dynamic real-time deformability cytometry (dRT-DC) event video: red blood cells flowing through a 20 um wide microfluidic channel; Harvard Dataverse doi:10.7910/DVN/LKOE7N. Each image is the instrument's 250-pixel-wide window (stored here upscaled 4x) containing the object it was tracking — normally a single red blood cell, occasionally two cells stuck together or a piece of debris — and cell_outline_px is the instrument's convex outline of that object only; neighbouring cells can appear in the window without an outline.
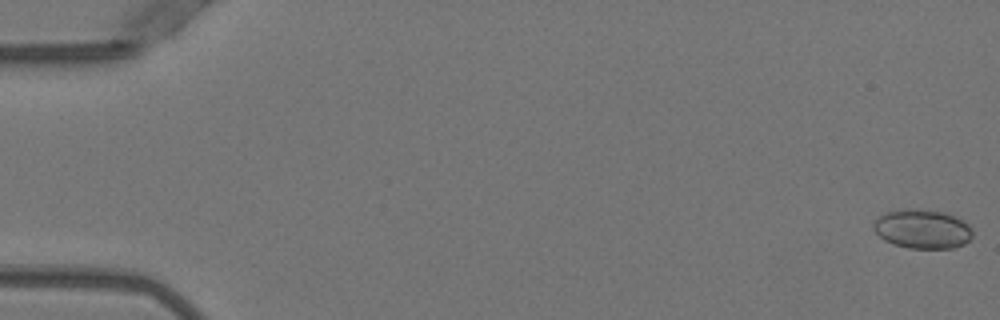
{"species": "Egyptian fruit bat (a non-hibernating species)", "species_latin": "Rousettus aegyptiacus", "temperature_condition": "warm", "stored_images_in_passage": 52, "camera_frame_rate_fps": 3000, "um_per_image_px": 0.085, "animal": {"sex": "female"}, "frame": {"image": 1, "passage_image": 1, "time_ms": 0.0, "image_size_px": [1000, 320], "cell_outline_px": [[972, 236], [964, 244], [956, 248], [908, 248], [892, 244], [884, 240], [872, 228], [872, 224], [880, 216], [888, 212], [904, 208], [916, 208], [944, 212], [956, 216], [968, 224], [972, 228]], "centroid_in_image_um": [78.41, 19.46], "position_along_channel_um": 6.6, "area_um2": 22.77}}
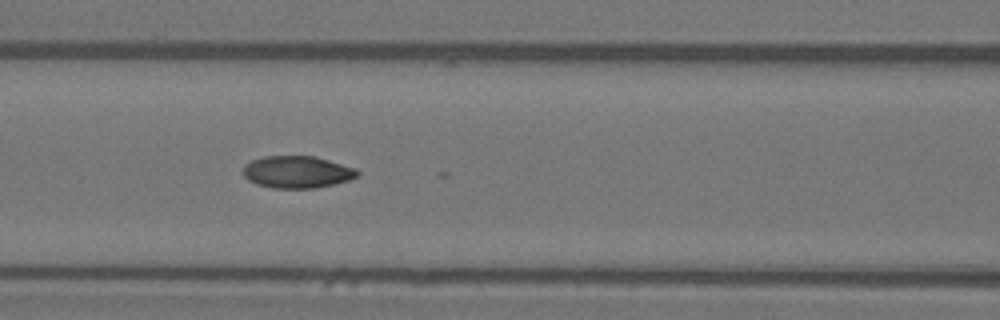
{"frame": {"image": 2, "passage_image": 23, "time_ms": 7.333, "image_size_px": [1000, 320], "cell_outline_px": [[360, 176], [348, 180], [316, 188], [272, 188], [256, 184], [248, 180], [244, 176], [244, 164], [252, 160], [264, 156], [316, 156], [356, 168], [360, 172]], "centroid_in_image_um": [25.27, 14.61], "position_along_channel_um": 141.3, "area_um2": 21.5}}
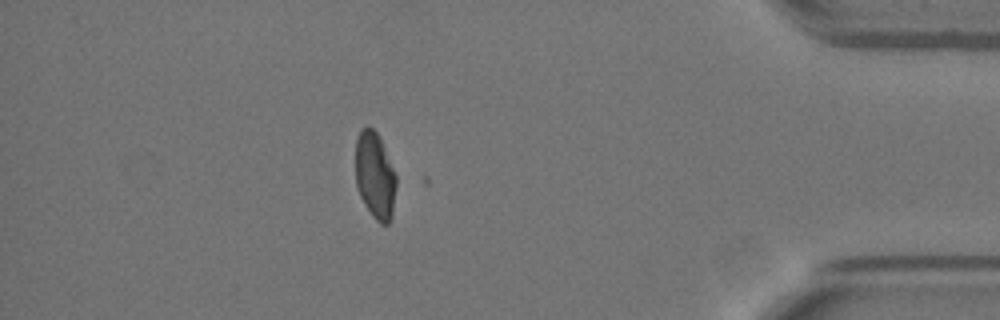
{"frame": {"image": 3, "passage_image": 46, "time_ms": 15.0, "image_size_px": [1000, 320], "cell_outline_px": [[396, 188], [392, 216], [388, 224], [380, 224], [372, 216], [364, 204], [360, 196], [356, 184], [356, 140], [360, 128], [372, 128], [380, 136], [396, 172]], "centroid_in_image_um": [31.89, 14.92], "position_along_channel_um": 403.3, "area_um2": 20.87}, "authors_computed_cell_mechanics": {"area_um2": 21.2126, "velocity_mm_per_s": 3.9582, "shape_relaxation_time_tau1_ms": 4.4923, "shape_relaxation_time_tau2_ms": null, "deformation_change_tau1": 0.1838, "deformation_change_tau2": null}}